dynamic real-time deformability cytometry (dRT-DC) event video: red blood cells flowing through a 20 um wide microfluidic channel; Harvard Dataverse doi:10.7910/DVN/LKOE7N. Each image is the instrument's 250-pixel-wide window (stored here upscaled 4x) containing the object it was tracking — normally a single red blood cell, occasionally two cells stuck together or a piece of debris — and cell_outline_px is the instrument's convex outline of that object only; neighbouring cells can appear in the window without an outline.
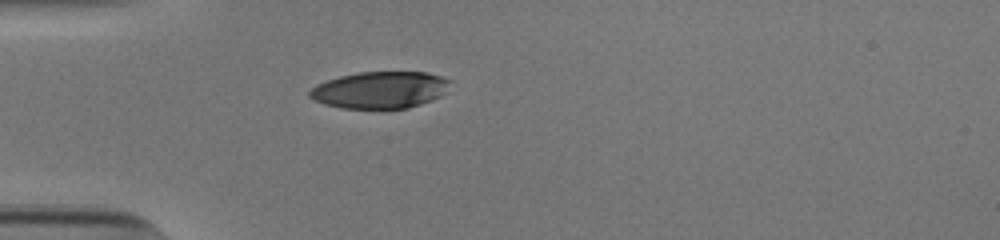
{"species": "human", "species_latin": "Homo sapiens", "temperature_condition": "cold", "stored_images_in_passage": 32, "camera_frame_rate_fps": 3000, "um_per_image_px": 0.085, "donor": {"sex": "male"}, "frame": {"image": 1, "passage_image": 1, "time_ms": 0.0, "image_size_px": [1000, 240], "cell_outline_px": [[452, 80], [444, 92], [440, 96], [432, 100], [408, 108], [340, 108], [324, 104], [308, 96], [308, 92], [316, 84], [340, 76], [360, 72], [428, 72]], "centroid_in_image_um": [32.3, 7.64], "position_along_channel_um": 52.7, "area_um2": 30.06}}
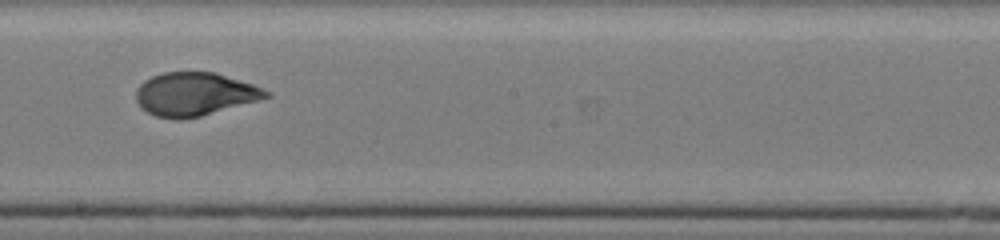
{"frame": {"image": 2, "passage_image": 16, "time_ms": 5.0, "image_size_px": [1000, 240], "cell_outline_px": [[272, 96], [200, 116], [180, 120], [156, 116], [148, 112], [136, 100], [136, 88], [144, 80], [152, 76], [164, 72], [216, 72], [252, 84], [272, 92]], "centroid_in_image_um": [16.55, 7.99], "position_along_channel_um": 231.7, "area_um2": 32.6}}
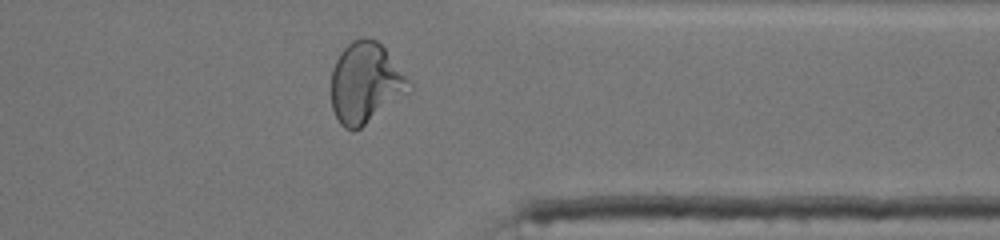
{"frame": {"image": 3, "passage_image": 28, "time_ms": 9.0, "image_size_px": [1000, 240], "cell_outline_px": [[412, 84], [408, 92], [360, 128], [352, 132], [344, 128], [340, 124], [332, 108], [332, 68], [340, 52], [352, 40], [360, 36], [368, 36], [376, 40], [384, 48]], "centroid_in_image_um": [31.04, 7.03], "position_along_channel_um": 380.4, "area_um2": 36.24}, "authors_computed_cell_mechanics": {"area_um2": 32.9171, "velocity_mm_per_s": 3.8436, "shape_relaxation_time_tau1_ms": 6.1996, "shape_relaxation_time_tau2_ms": 0.9087, "deformation_change_tau1": 0.2381, "deformation_change_tau2": 0.0592}}